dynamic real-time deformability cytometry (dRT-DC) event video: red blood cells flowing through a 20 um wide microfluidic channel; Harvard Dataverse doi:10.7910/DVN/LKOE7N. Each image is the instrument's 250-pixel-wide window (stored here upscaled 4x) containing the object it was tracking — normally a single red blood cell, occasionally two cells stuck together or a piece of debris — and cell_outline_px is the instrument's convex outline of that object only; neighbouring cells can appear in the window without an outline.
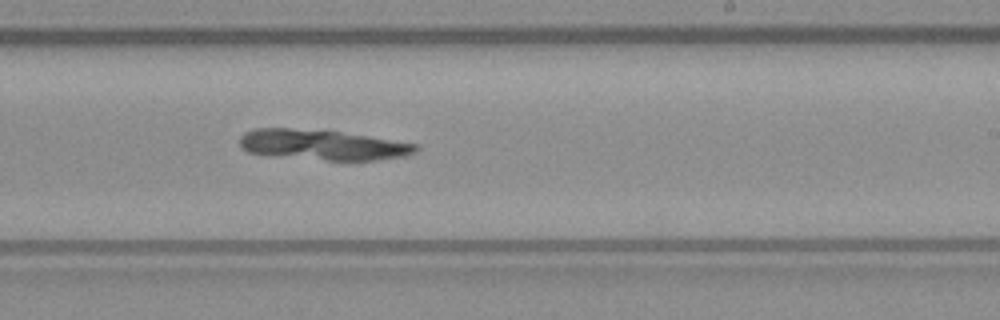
{"species": "common noctule bat (a hibernating species)", "species_latin": "Nyctalus noctula", "temperature_condition": "warm", "stored_images_in_passage": 38, "camera_frame_rate_fps": 3000, "um_per_image_px": 0.085, "animal": {"sex": "male", "body_mass_g": 23.1, "forearm_length_mm": 52.7}, "frame": {"image": 1, "passage_image": 17, "time_ms": 5.333, "image_size_px": [1000, 320], "cell_outline_px": [[420, 148], [416, 152], [404, 156], [376, 160], [328, 160], [248, 152], [240, 144], [240, 136], [244, 132], [256, 128], [292, 128], [340, 132], [368, 136], [420, 144]], "centroid_in_image_um": [27.48, 12.3], "position_along_channel_um": 261.5, "area_um2": 30.63}}
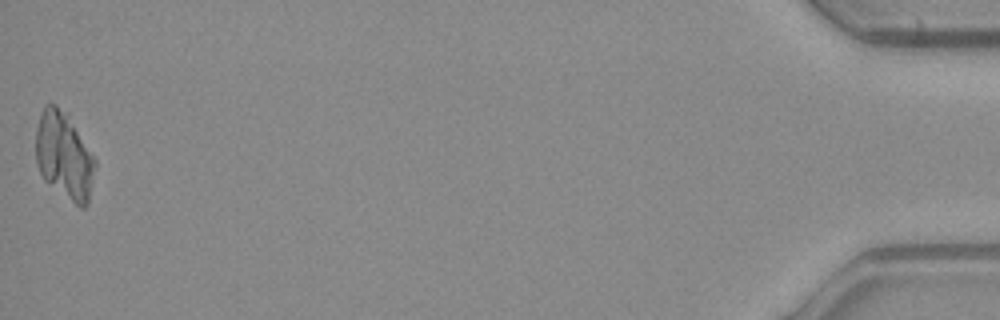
{"frame": {"image": 2, "passage_image": 38, "time_ms": 12.333, "image_size_px": [1000, 320], "cell_outline_px": [[96, 164], [88, 204], [84, 208], [80, 208], [44, 180], [36, 164], [36, 128], [40, 112], [44, 104], [56, 104], [68, 112], [96, 160]], "centroid_in_image_um": [5.45, 13.19], "position_along_channel_um": 429.7, "area_um2": 30.52}}